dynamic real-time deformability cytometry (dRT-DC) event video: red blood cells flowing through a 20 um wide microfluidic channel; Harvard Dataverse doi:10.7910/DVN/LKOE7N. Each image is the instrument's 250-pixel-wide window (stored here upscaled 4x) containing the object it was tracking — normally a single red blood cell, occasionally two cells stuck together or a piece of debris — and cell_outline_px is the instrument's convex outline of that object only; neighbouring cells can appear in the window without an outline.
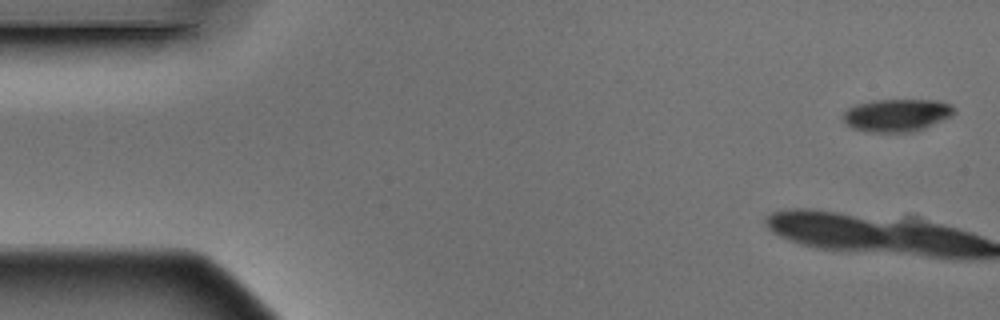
{"species": "Egyptian fruit bat (a non-hibernating species)", "species_latin": "Rousettus aegyptiacus", "temperature_condition": "warm", "stored_images_in_passage": 6, "camera_frame_rate_fps": 3000, "um_per_image_px": 0.085, "animal": {"sex": "male"}, "frame": {"image": 1, "passage_image": 1, "time_ms": 0.0, "image_size_px": [1000, 320], "cell_outline_px": [[956, 112], [952, 116], [924, 128], [912, 132], [868, 132], [852, 128], [844, 120], [844, 112], [848, 108], [856, 104], [872, 100], [936, 100], [952, 104], [956, 108]], "centroid_in_image_um": [76.26, 9.78], "position_along_channel_um": 8.7, "area_um2": 21.21}}